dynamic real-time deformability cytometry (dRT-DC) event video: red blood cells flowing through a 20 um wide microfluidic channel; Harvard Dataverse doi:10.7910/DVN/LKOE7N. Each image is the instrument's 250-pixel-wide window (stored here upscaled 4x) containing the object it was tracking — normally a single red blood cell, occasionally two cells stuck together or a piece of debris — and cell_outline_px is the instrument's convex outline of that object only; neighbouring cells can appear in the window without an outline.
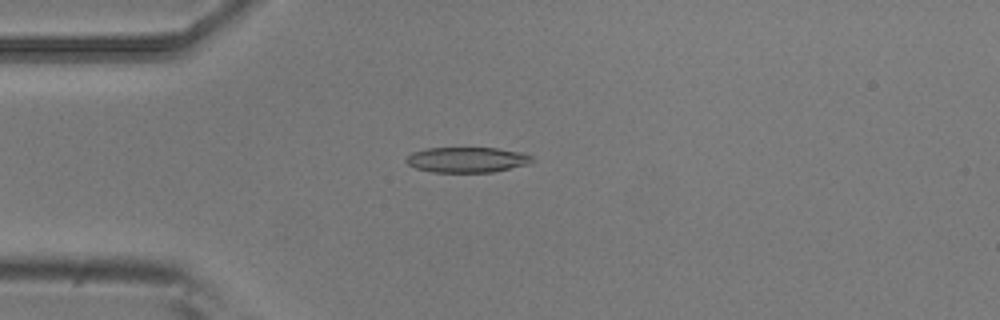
{"species": "common noctule bat (a hibernating species)", "species_latin": "Nyctalus noctula", "temperature_condition": "room temperature", "stored_images_in_passage": 6, "camera_frame_rate_fps": 3000, "um_per_image_px": 0.085, "animal": {"sex": "male", "body_mass_g": 20.5, "forearm_length_mm": 52.5}, "frame": {"image": 1, "passage_image": 3, "time_ms": 0.667, "image_size_px": [1000, 320], "cell_outline_px": [[532, 160], [528, 164], [492, 172], [432, 172], [416, 168], [408, 164], [404, 160], [412, 152], [424, 148], [496, 148], [524, 152], [532, 156]], "centroid_in_image_um": [39.68, 13.57], "position_along_channel_um": 45.3, "area_um2": 18.61}}
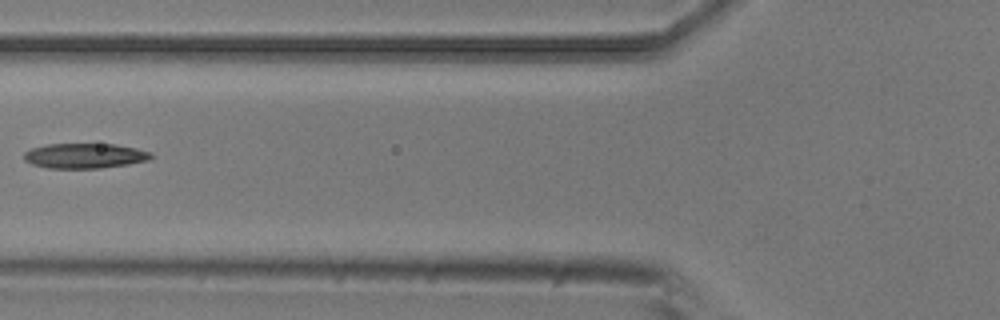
{"frame": {"image": 2, "passage_image": 5, "time_ms": 1.333, "image_size_px": [1000, 320], "cell_outline_px": [[156, 156], [148, 160], [128, 164], [100, 168], [48, 168], [32, 164], [24, 160], [24, 152], [32, 148], [48, 144], [112, 144], [136, 148], [152, 152]], "centroid_in_image_um": [7.23, 13.24], "position_along_channel_um": 118.6, "area_um2": 18.55}}
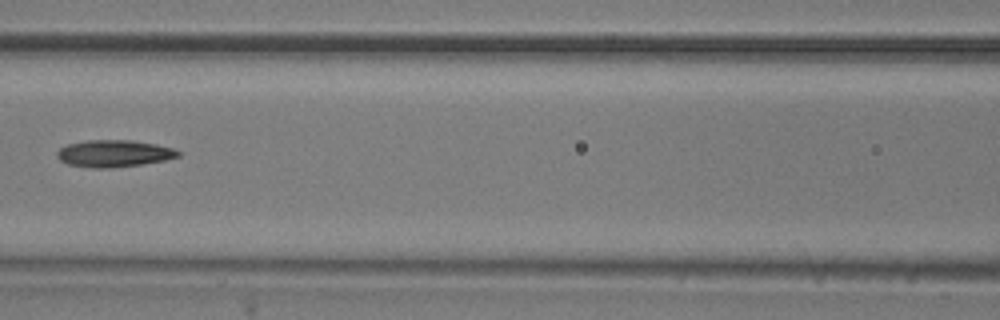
{"frame": {"image": 3, "passage_image": 6, "time_ms": 1.667, "image_size_px": [1000, 320], "cell_outline_px": [[180, 156], [164, 160], [140, 164], [108, 168], [92, 168], [68, 164], [60, 160], [56, 156], [56, 152], [60, 148], [68, 144], [88, 140], [132, 140], [156, 144], [172, 148], [180, 152]], "centroid_in_image_um": [9.66, 13.04], "position_along_channel_um": 156.9, "area_um2": 18.9}}